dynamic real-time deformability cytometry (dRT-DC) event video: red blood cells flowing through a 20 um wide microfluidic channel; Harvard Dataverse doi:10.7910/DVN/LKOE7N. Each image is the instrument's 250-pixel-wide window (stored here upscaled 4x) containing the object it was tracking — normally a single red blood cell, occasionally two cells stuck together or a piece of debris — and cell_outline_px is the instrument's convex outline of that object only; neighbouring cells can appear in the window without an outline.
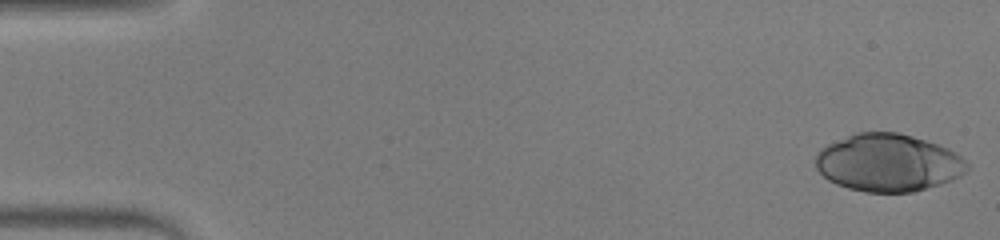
{"species": "human", "species_latin": "Homo sapiens", "temperature_condition": "warm", "stored_images_in_passage": 47, "camera_frame_rate_fps": 3000, "um_per_image_px": 0.085, "donor": {"sex": "male"}, "frame": {"image": 1, "passage_image": 1, "time_ms": 0.0, "image_size_px": [1000, 240], "cell_outline_px": [[968, 168], [960, 176], [952, 180], [940, 184], [912, 192], [864, 192], [848, 188], [836, 184], [828, 180], [816, 168], [816, 152], [828, 144], [856, 132], [896, 132], [912, 136], [948, 148], [956, 152], [968, 164]], "centroid_in_image_um": [75.48, 13.84], "position_along_channel_um": 9.5, "area_um2": 50.63}}
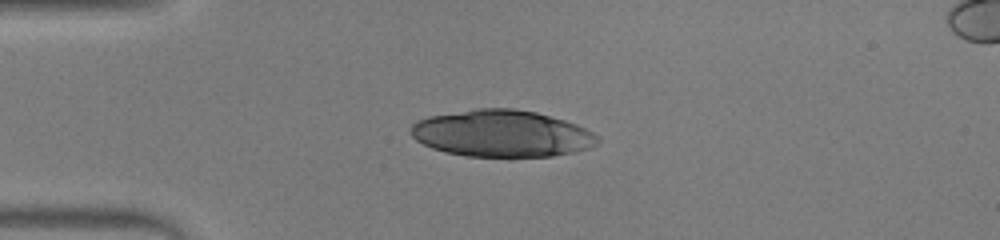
{"frame": {"image": 2, "passage_image": 12, "time_ms": 3.667, "image_size_px": [1000, 240], "cell_outline_px": [[600, 140], [596, 144], [588, 148], [572, 152], [552, 156], [512, 160], [508, 160], [464, 156], [444, 152], [432, 148], [416, 140], [408, 132], [412, 124], [416, 120], [428, 116], [480, 108], [512, 108], [536, 112], [564, 120], [576, 124], [600, 136]], "centroid_in_image_um": [42.63, 11.4], "position_along_channel_um": 42.4, "area_um2": 52.25}}
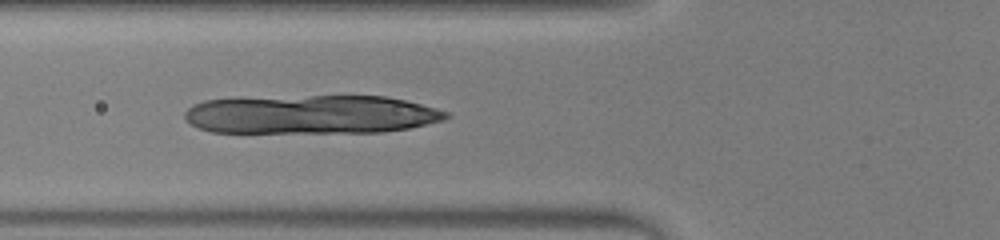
{"frame": {"image": 3, "passage_image": 18, "time_ms": 5.667, "image_size_px": [1000, 240], "cell_outline_px": [[452, 116], [444, 120], [408, 128], [384, 132], [212, 132], [200, 128], [192, 124], [184, 116], [184, 112], [192, 104], [204, 100], [236, 96], [384, 96], [404, 100], [436, 108], [448, 112]], "centroid_in_image_um": [26.39, 9.71], "position_along_channel_um": 99.4, "area_um2": 59.71}}